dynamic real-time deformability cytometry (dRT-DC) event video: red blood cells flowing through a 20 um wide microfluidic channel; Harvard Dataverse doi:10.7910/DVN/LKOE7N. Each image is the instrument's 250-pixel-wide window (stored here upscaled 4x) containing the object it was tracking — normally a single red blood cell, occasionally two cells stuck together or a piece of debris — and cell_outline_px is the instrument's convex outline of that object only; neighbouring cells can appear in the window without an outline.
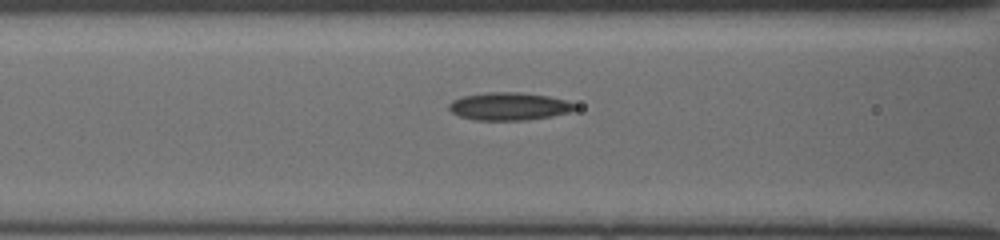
{"species": "common noctule bat (a hibernating species)", "species_latin": "Nyctalus noctula", "temperature_condition": "cold", "stored_images_in_passage": 19, "camera_frame_rate_fps": 3000, "um_per_image_px": 0.085, "animal": {"sex": "female", "body_mass_g": 19.5, "forearm_length_mm": 54.1}, "frame": {"image": 1, "passage_image": 11, "time_ms": 3.333, "image_size_px": [1000, 240], "cell_outline_px": [[580, 108], [568, 112], [552, 116], [528, 120], [476, 120], [460, 116], [452, 112], [448, 108], [448, 104], [452, 100], [464, 96], [488, 92], [520, 92], [548, 96], [564, 100], [576, 104]], "centroid_in_image_um": [43.28, 9.04], "position_along_channel_um": 123.3, "area_um2": 20.4}}
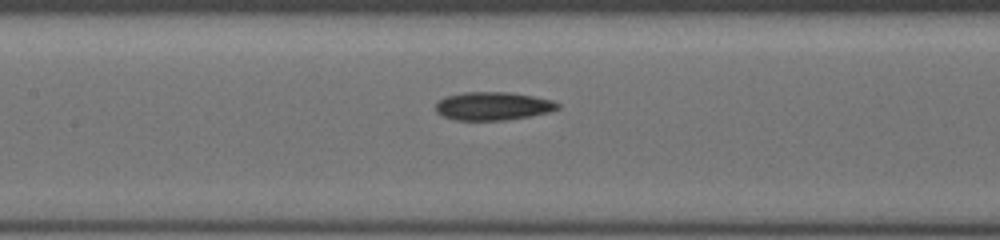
{"frame": {"image": 2, "passage_image": 14, "time_ms": 4.333, "image_size_px": [1000, 240], "cell_outline_px": [[560, 108], [548, 112], [532, 116], [508, 120], [456, 120], [444, 116], [436, 112], [436, 104], [444, 96], [464, 92], [512, 92], [552, 100], [560, 104]], "centroid_in_image_um": [41.91, 9.01], "position_along_channel_um": 165.5, "area_um2": 20.17}}